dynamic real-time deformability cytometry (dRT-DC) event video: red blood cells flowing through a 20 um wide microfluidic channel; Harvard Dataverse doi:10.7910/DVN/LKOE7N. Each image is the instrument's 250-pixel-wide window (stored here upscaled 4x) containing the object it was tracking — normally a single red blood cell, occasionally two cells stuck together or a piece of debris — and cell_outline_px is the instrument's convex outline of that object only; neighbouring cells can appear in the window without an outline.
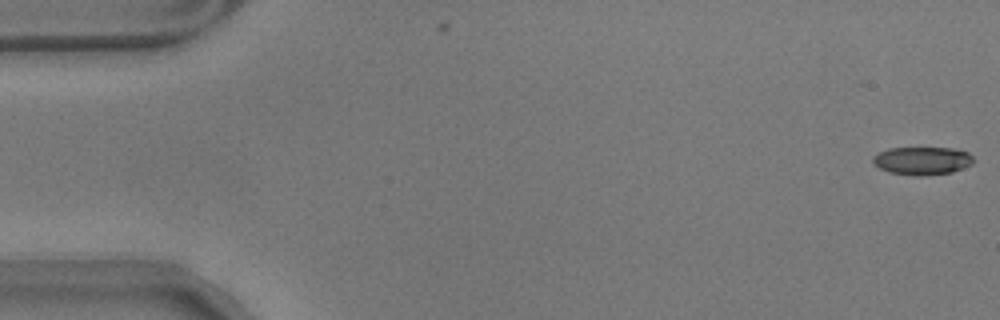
{"species": "common noctule bat (a hibernating species)", "species_latin": "Nyctalus noctula", "temperature_condition": "warm", "stored_images_in_passage": 57, "camera_frame_rate_fps": 3000, "um_per_image_px": 0.085, "animal": {"sex": "male", "body_mass_g": 17.9}, "frame": {"image": 1, "passage_image": 1, "time_ms": 0.0, "image_size_px": [1000, 320], "cell_outline_px": [[972, 164], [952, 172], [920, 176], [916, 176], [888, 172], [872, 164], [872, 156], [888, 148], [952, 148], [968, 152], [972, 156]], "centroid_in_image_um": [78.35, 13.66], "position_along_channel_um": 6.7, "area_um2": 16.42}}
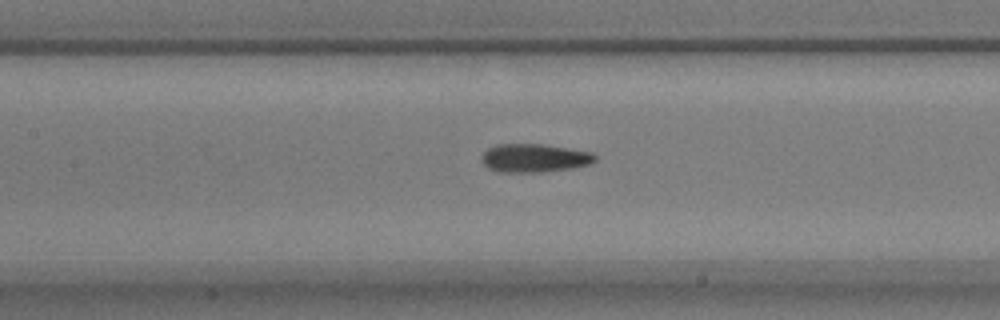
{"frame": {"image": 2, "passage_image": 26, "time_ms": 8.333, "image_size_px": [1000, 320], "cell_outline_px": [[596, 160], [588, 164], [572, 168], [544, 172], [496, 172], [488, 168], [480, 160], [480, 156], [488, 148], [496, 144], [544, 144], [592, 152], [596, 156]], "centroid_in_image_um": [45.38, 13.43], "position_along_channel_um": 162.0, "area_um2": 18.96}}
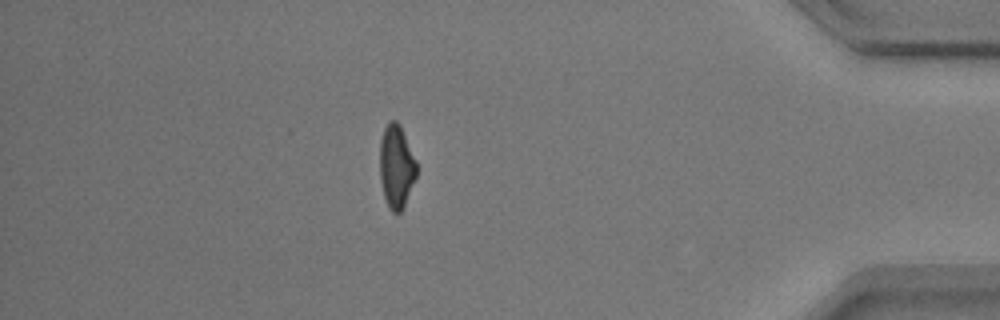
{"frame": {"image": 3, "passage_image": 50, "time_ms": 16.333, "image_size_px": [1000, 320], "cell_outline_px": [[416, 176], [404, 204], [400, 212], [392, 212], [388, 208], [384, 196], [380, 180], [380, 140], [384, 128], [388, 120], [396, 120], [400, 124], [416, 160]], "centroid_in_image_um": [33.67, 14.11], "position_along_channel_um": 401.5, "area_um2": 17.74}, "authors_computed_cell_mechanics": {"area_um2": 18.2648, "velocity_mm_per_s": 3.5318, "shape_relaxation_time_tau1_ms": 5.4766, "shape_relaxation_time_tau2_ms": 2.1767, "deformation_change_tau1": 0.1851, "deformation_change_tau2": 0.101}}